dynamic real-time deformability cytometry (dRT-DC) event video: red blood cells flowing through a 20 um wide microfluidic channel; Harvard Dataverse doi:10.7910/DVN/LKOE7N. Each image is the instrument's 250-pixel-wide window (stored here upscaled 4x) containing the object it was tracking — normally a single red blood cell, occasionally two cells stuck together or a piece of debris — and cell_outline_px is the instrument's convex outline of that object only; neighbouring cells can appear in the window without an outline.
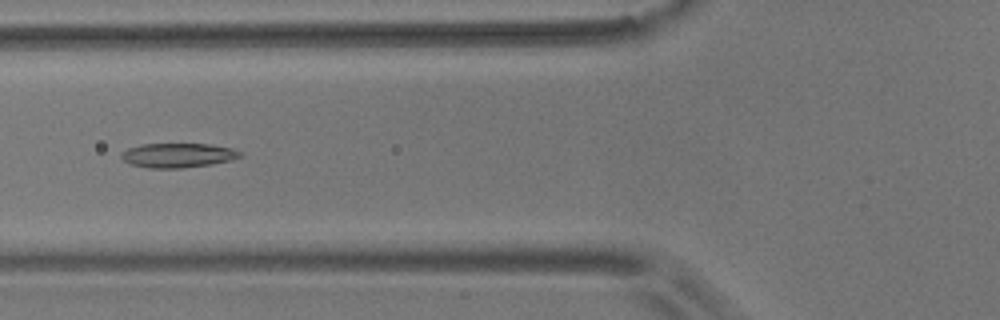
{"species": "common noctule bat (a hibernating species)", "species_latin": "Nyctalus noctula", "temperature_condition": "room temperature", "stored_images_in_passage": 55, "camera_frame_rate_fps": 3000, "um_per_image_px": 0.085, "animal": {"sex": "male", "body_mass_g": 17.9}, "frame": {"image": 1, "passage_image": 20, "time_ms": 6.333, "image_size_px": [1000, 320], "cell_outline_px": [[244, 156], [232, 160], [212, 164], [184, 168], [148, 168], [128, 164], [120, 156], [120, 152], [128, 148], [144, 144], [208, 144], [232, 148], [240, 152]], "centroid_in_image_um": [15.11, 13.21], "position_along_channel_um": 110.7, "area_um2": 17.05}}
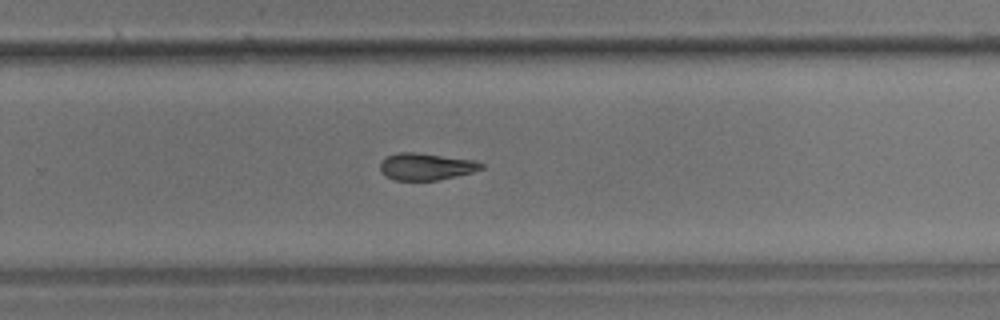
{"frame": {"image": 2, "passage_image": 35, "time_ms": 11.333, "image_size_px": [1000, 320], "cell_outline_px": [[484, 168], [472, 172], [456, 176], [436, 180], [392, 180], [384, 176], [380, 168], [380, 164], [388, 156], [400, 152], [412, 152], [476, 160], [484, 164]], "centroid_in_image_um": [36.23, 14.16], "position_along_channel_um": 293.6, "area_um2": 15.78}}
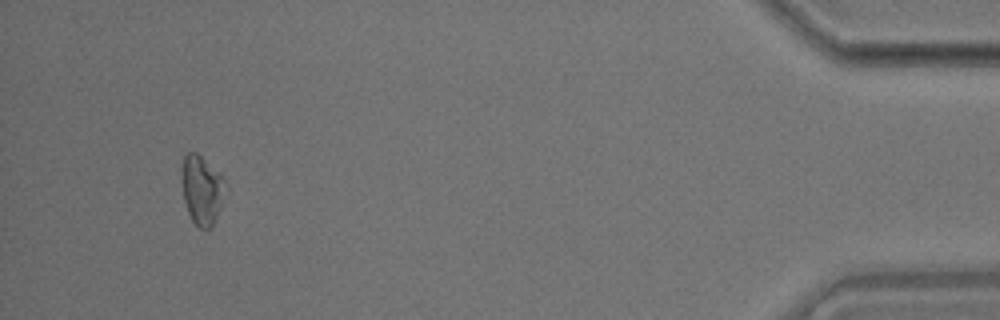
{"frame": {"image": 3, "passage_image": 51, "time_ms": 16.667, "image_size_px": [1000, 320], "cell_outline_px": [[228, 188], [216, 216], [212, 224], [208, 228], [200, 228], [192, 220], [188, 212], [184, 200], [184, 156], [188, 152], [196, 152], [224, 180]], "centroid_in_image_um": [17.19, 16.17], "position_along_channel_um": 418.0, "area_um2": 16.59}}